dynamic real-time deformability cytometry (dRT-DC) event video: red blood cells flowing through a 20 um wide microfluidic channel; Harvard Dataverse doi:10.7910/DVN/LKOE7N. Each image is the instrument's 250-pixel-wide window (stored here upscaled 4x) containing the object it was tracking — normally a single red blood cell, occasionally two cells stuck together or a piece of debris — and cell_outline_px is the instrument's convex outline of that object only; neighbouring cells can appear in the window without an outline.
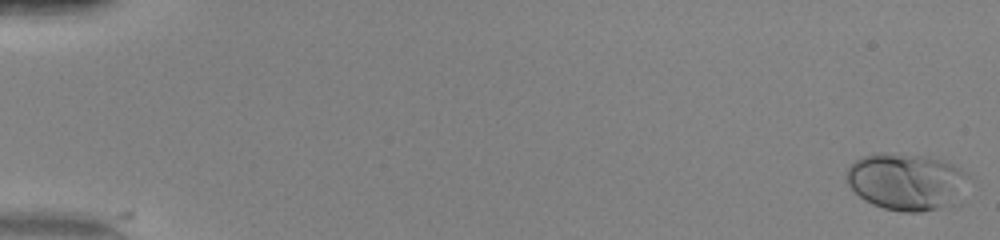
{"species": "human", "species_latin": "Homo sapiens", "temperature_condition": "warm", "stored_images_in_passage": 51, "camera_frame_rate_fps": 3000, "um_per_image_px": 0.085, "donor": {"sex": "female"}, "frame": {"image": 1, "passage_image": 1, "time_ms": 0.0, "image_size_px": [1000, 240], "cell_outline_px": [[968, 176], [944, 204], [936, 208], [920, 212], [904, 212], [884, 208], [872, 204], [864, 200], [848, 184], [844, 176], [848, 168], [860, 156], [872, 152], [880, 152], [924, 156], [940, 160], [952, 164], [968, 172]], "centroid_in_image_um": [76.85, 15.38], "position_along_channel_um": 8.1, "area_um2": 39.07}}
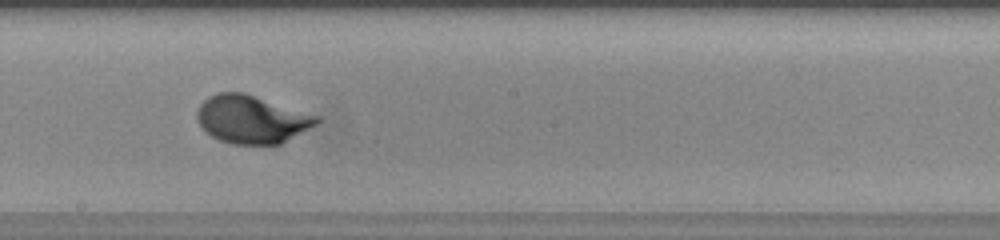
{"frame": {"image": 2, "passage_image": 30, "time_ms": 9.667, "image_size_px": [1000, 240], "cell_outline_px": [[320, 120], [316, 124], [280, 144], [232, 144], [220, 140], [212, 136], [200, 124], [196, 116], [196, 112], [200, 104], [208, 96], [216, 92], [244, 92], [320, 116]], "centroid_in_image_um": [21.38, 10.12], "position_along_channel_um": 226.8, "area_um2": 33.29}}
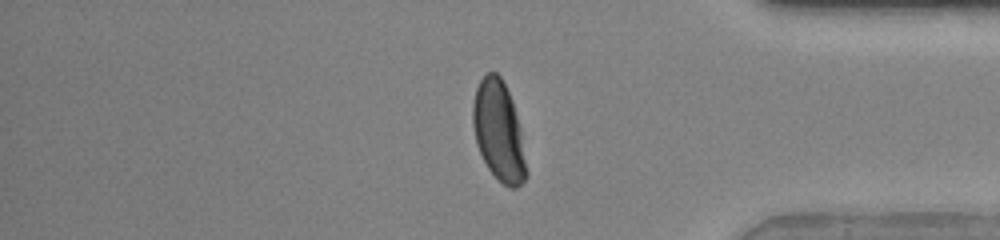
{"frame": {"image": 3, "passage_image": 43, "time_ms": 14.0, "image_size_px": [1000, 240], "cell_outline_px": [[528, 176], [516, 188], [508, 188], [488, 168], [476, 144], [472, 124], [472, 104], [476, 88], [480, 80], [488, 72], [496, 72], [500, 76], [512, 100], [520, 132], [528, 172]], "centroid_in_image_um": [42.37, 11.15], "position_along_channel_um": 392.8, "area_um2": 30.75}, "authors_computed_cell_mechanics": {"area_um2": 32.946, "velocity_mm_per_s": 4.1725, "shape_relaxation_time_tau1_ms": 2.5496, "shape_relaxation_time_tau2_ms": null, "deformation_change_tau1": 0.1586, "deformation_change_tau2": null}}